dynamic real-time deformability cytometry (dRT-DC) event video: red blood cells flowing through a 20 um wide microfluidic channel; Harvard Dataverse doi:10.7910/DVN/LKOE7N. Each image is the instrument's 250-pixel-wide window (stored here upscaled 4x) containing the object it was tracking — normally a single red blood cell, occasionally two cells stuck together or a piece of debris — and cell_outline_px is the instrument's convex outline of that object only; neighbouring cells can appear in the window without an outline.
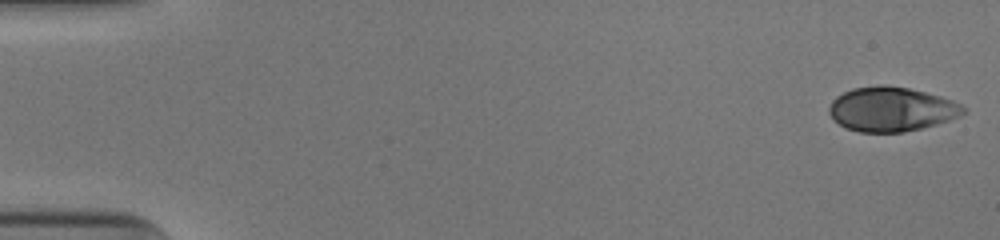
{"species": "human", "species_latin": "Homo sapiens", "temperature_condition": "cold", "stored_images_in_passage": 52, "camera_frame_rate_fps": 3000, "um_per_image_px": 0.085, "donor": {"sex": "male"}, "frame": {"image": 1, "passage_image": 1, "time_ms": 0.0, "image_size_px": [1000, 240], "cell_outline_px": [[968, 108], [960, 116], [936, 124], [904, 132], [860, 132], [844, 128], [828, 112], [828, 108], [832, 100], [836, 96], [852, 88], [880, 84], [884, 84], [908, 88], [940, 96], [952, 100]], "centroid_in_image_um": [75.76, 9.27], "position_along_channel_um": 9.2, "area_um2": 34.74}}
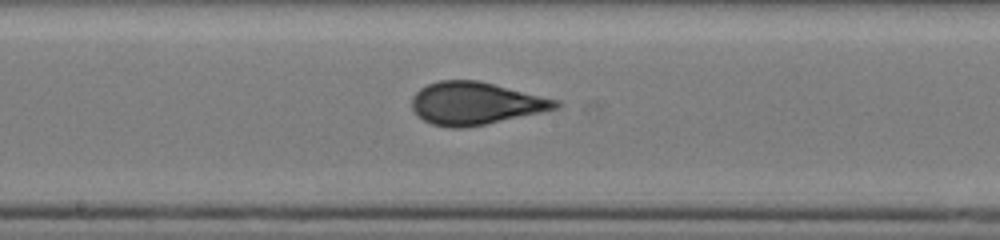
{"frame": {"image": 2, "passage_image": 28, "time_ms": 9.0, "image_size_px": [1000, 240], "cell_outline_px": [[560, 104], [556, 108], [540, 112], [484, 124], [460, 128], [448, 128], [432, 124], [416, 116], [412, 108], [412, 96], [420, 88], [428, 84], [440, 80], [476, 80], [560, 100]], "centroid_in_image_um": [40.36, 8.78], "position_along_channel_um": 207.8, "area_um2": 35.32}}
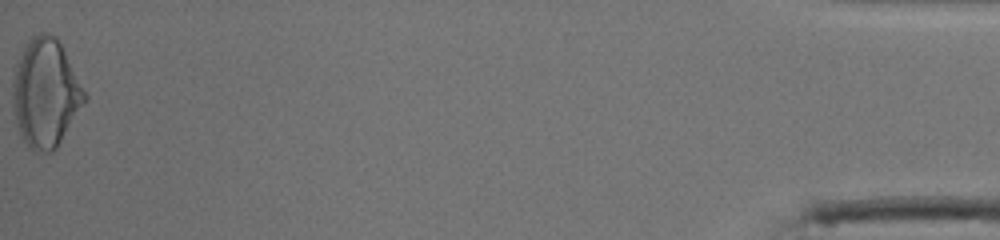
{"frame": {"image": 3, "passage_image": 52, "time_ms": 17.0, "image_size_px": [1000, 240], "cell_outline_px": [[88, 100], [56, 148], [52, 152], [36, 152], [28, 148], [20, 136], [16, 124], [12, 104], [12, 80], [16, 64], [28, 40], [32, 36], [40, 32], [44, 32], [52, 36], [60, 44], [88, 96]], "centroid_in_image_um": [3.86, 7.97], "position_along_channel_um": 431.3, "area_um2": 45.49}, "authors_computed_cell_mechanics": {"area_um2": 35.0846, "velocity_mm_per_s": 3.9505, "shape_relaxation_time_tau1_ms": 6.6301, "shape_relaxation_time_tau2_ms": 0.7515, "deformation_change_tau1": 0.2226, "deformation_change_tau2": 0.0514}}